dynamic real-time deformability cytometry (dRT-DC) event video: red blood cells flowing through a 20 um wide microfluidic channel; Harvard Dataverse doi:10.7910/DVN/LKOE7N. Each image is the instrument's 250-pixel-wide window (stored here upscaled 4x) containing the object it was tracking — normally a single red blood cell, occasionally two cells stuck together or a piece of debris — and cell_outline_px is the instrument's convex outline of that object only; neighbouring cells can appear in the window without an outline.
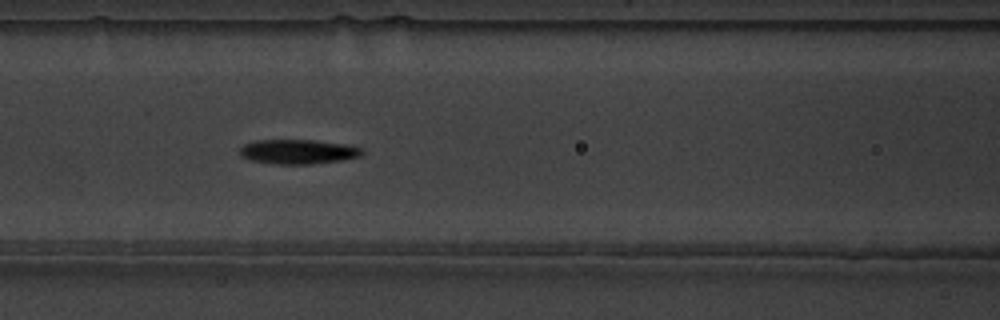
{"species": "common noctule bat (a hibernating species)", "species_latin": "Nyctalus noctula", "temperature_condition": "warm", "stored_images_in_passage": 8, "camera_frame_rate_fps": 3000, "um_per_image_px": 0.085, "animal": {"sex": "male", "body_mass_g": 19.5, "forearm_length_mm": 54.6}, "frame": {"image": 1, "passage_image": 5, "time_ms": 1.333, "image_size_px": [1000, 320], "cell_outline_px": [[364, 152], [360, 156], [344, 160], [312, 164], [276, 164], [252, 160], [240, 156], [240, 148], [244, 144], [256, 140], [316, 140], [344, 144], [364, 148]], "centroid_in_image_um": [25.37, 12.89], "position_along_channel_um": 141.2, "area_um2": 17.57}}
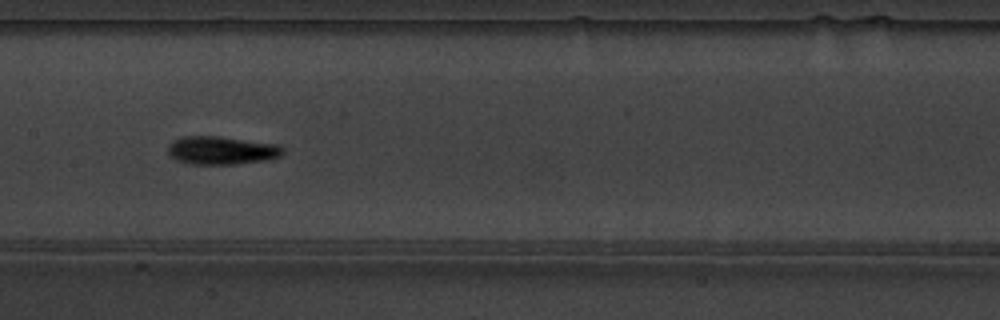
{"frame": {"image": 2, "passage_image": 6, "time_ms": 1.667, "image_size_px": [1000, 320], "cell_outline_px": [[284, 152], [280, 156], [264, 160], [236, 164], [192, 164], [176, 160], [168, 156], [168, 144], [172, 140], [184, 136], [220, 136], [280, 144], [284, 148]], "centroid_in_image_um": [18.82, 12.77], "position_along_channel_um": 188.6, "area_um2": 19.13}}
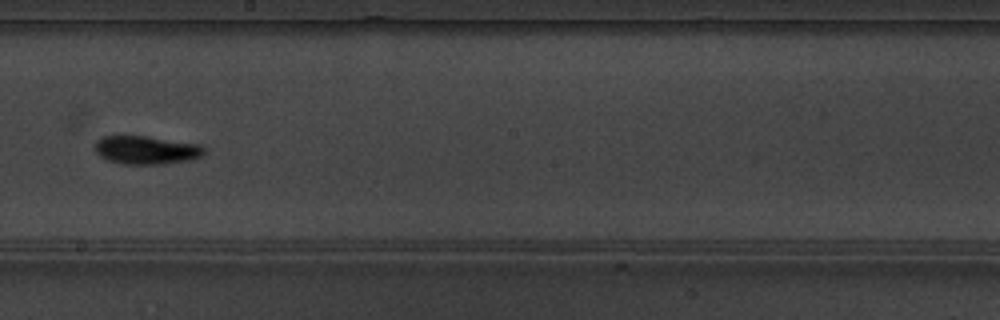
{"frame": {"image": 3, "passage_image": 7, "time_ms": 2.0, "image_size_px": [1000, 320], "cell_outline_px": [[204, 156], [192, 160], [164, 164], [120, 164], [108, 160], [100, 156], [92, 148], [96, 140], [104, 136], [144, 136], [200, 144], [204, 148]], "centroid_in_image_um": [12.42, 12.76], "position_along_channel_um": 235.8, "area_um2": 18.26}}